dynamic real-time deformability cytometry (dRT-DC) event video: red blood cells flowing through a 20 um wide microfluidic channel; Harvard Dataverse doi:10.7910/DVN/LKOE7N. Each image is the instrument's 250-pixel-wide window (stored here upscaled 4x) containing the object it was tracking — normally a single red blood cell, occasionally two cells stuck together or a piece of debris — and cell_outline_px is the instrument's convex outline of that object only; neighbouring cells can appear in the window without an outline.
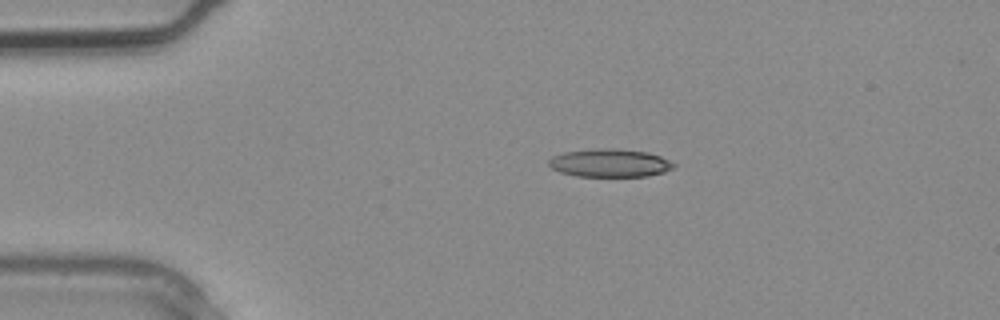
{"species": "common noctule bat (a hibernating species)", "species_latin": "Nyctalus noctula", "temperature_condition": "warm", "stored_images_in_passage": 3, "segment_of_instrument_passage": [1, 2], "camera_frame_rate_fps": 3000, "um_per_image_px": 0.085, "animal": {"sex": "male", "body_mass_g": 20.4}, "frame": {"image": 1, "passage_image": 2, "time_ms": 0.333, "image_size_px": [1000, 320], "cell_outline_px": [[676, 164], [672, 168], [664, 172], [648, 176], [576, 176], [560, 172], [552, 168], [548, 164], [548, 160], [552, 156], [564, 152], [596, 148], [612, 148], [648, 152], [660, 156]], "centroid_in_image_um": [51.81, 13.85], "position_along_channel_um": 33.2, "area_um2": 20.46}}